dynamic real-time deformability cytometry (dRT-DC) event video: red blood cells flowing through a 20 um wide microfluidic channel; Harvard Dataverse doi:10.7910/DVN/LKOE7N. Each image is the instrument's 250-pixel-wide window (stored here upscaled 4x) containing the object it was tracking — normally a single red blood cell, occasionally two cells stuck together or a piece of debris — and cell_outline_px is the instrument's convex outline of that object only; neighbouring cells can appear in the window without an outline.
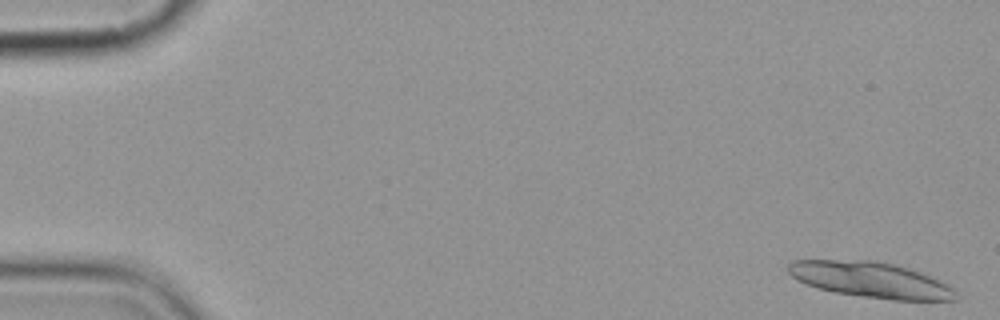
{"species": "common noctule bat (a hibernating species)", "species_latin": "Nyctalus noctula", "temperature_condition": "cold", "stored_images_in_passage": 7, "camera_frame_rate_fps": 3000, "um_per_image_px": 0.085, "animal": {"sex": "female", "body_mass_g": 19.9}, "frame": {"image": 1, "passage_image": 1, "time_ms": 0.0, "image_size_px": [1000, 320], "cell_outline_px": [[956, 300], [892, 300], [860, 296], [832, 292], [816, 288], [796, 280], [788, 272], [788, 264], [792, 260], [868, 260], [892, 264], [908, 268], [920, 272], [952, 288], [956, 292]], "centroid_in_image_um": [73.93, 23.79], "position_along_channel_um": 11.1, "area_um2": 34.56}}
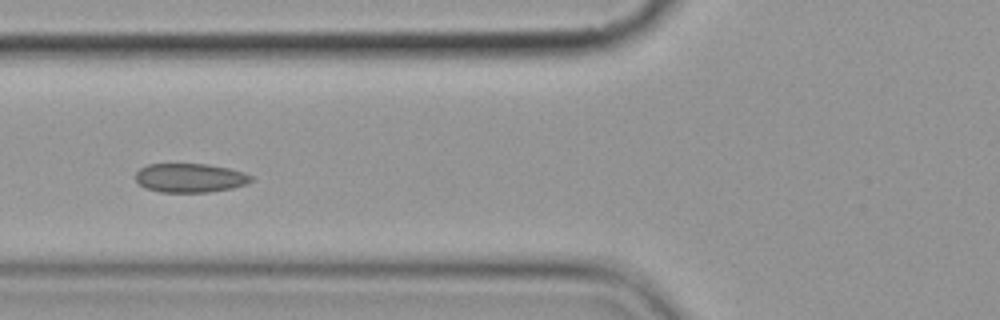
{"frame": {"image": 2, "passage_image": 7, "time_ms": 7.0, "image_size_px": [1000, 320], "cell_outline_px": [[252, 180], [248, 184], [232, 188], [208, 192], [160, 192], [144, 188], [136, 180], [136, 172], [140, 168], [148, 164], [208, 164], [228, 168], [244, 172], [252, 176]], "centroid_in_image_um": [16.16, 15.12], "position_along_channel_um": 109.6, "area_um2": 19.59}}